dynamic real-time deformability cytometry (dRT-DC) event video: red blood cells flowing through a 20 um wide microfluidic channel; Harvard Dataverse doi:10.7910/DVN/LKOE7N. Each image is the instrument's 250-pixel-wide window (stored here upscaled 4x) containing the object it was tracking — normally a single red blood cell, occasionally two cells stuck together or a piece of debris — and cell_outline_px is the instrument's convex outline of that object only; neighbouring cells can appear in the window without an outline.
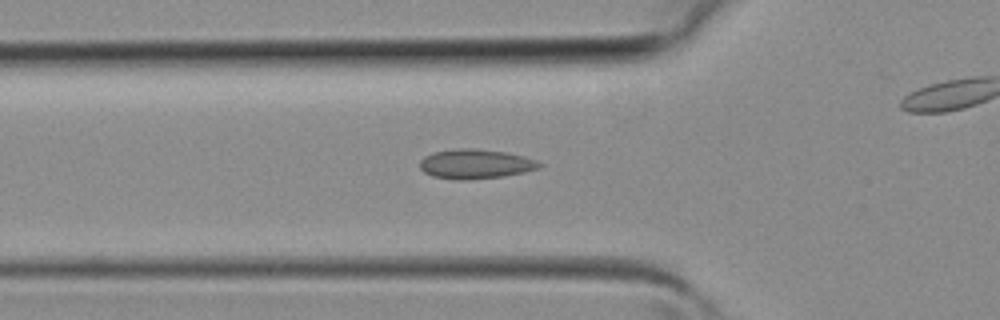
{"species": "common noctule bat (a hibernating species)", "species_latin": "Nyctalus noctula", "temperature_condition": "room temperature", "stored_images_in_passage": 37, "camera_frame_rate_fps": 3000, "um_per_image_px": 0.085, "animal": {"sex": "female", "body_mass_g": 19.3, "forearm_length_mm": 54.1}, "frame": {"image": 1, "passage_image": 12, "time_ms": 3.667, "image_size_px": [1000, 320], "cell_outline_px": [[540, 168], [524, 172], [504, 176], [464, 180], [456, 180], [432, 176], [424, 172], [420, 168], [420, 160], [424, 156], [432, 152], [460, 148], [472, 148], [504, 152], [524, 156], [536, 160], [540, 164]], "centroid_in_image_um": [40.38, 13.94], "position_along_channel_um": 85.4, "area_um2": 20.52}}
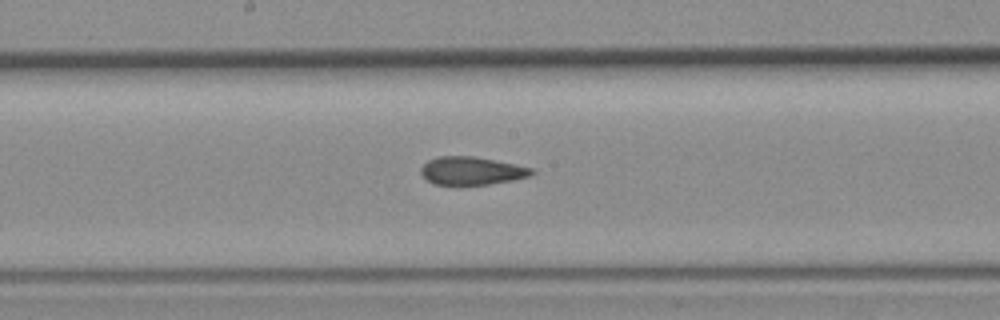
{"frame": {"image": 2, "passage_image": 19, "time_ms": 6.0, "image_size_px": [1000, 320], "cell_outline_px": [[536, 172], [528, 176], [512, 180], [488, 184], [432, 184], [420, 172], [420, 168], [428, 160], [436, 156], [472, 156], [496, 160], [516, 164], [532, 168]], "centroid_in_image_um": [40.08, 14.5], "position_along_channel_um": 208.1, "area_um2": 17.98}}
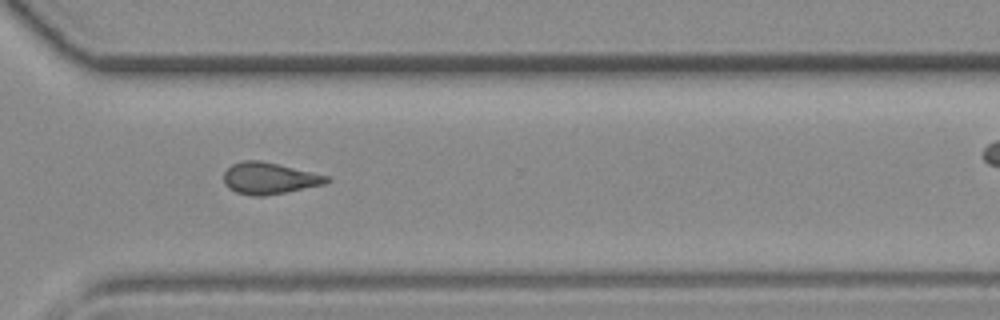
{"frame": {"image": 3, "passage_image": 27, "time_ms": 8.667, "image_size_px": [1000, 320], "cell_outline_px": [[332, 180], [324, 184], [264, 196], [252, 196], [236, 192], [228, 188], [224, 184], [224, 172], [232, 164], [244, 160], [260, 160], [328, 176]], "centroid_in_image_um": [22.85, 15.16], "position_along_channel_um": 347.8, "area_um2": 18.73}}